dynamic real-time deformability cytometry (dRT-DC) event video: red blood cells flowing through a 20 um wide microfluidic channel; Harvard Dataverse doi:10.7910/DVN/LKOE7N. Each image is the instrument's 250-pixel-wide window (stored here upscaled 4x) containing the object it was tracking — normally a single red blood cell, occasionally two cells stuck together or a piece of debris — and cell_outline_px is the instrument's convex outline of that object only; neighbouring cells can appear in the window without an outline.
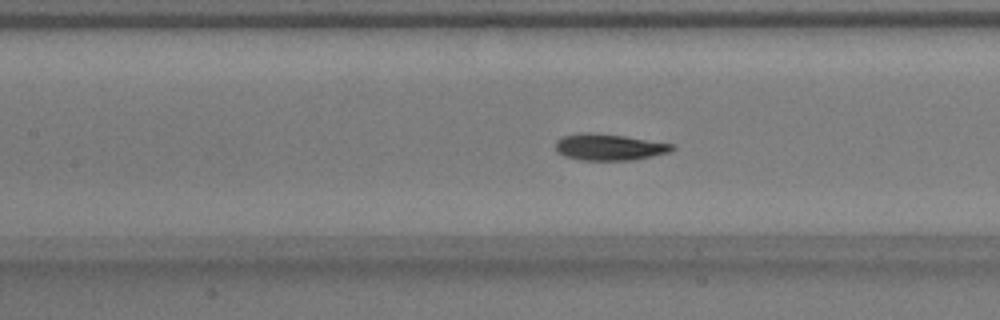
{"species": "common noctule bat (a hibernating species)", "species_latin": "Nyctalus noctula", "temperature_condition": "warm", "stored_images_in_passage": 49, "camera_frame_rate_fps": 3000, "um_per_image_px": 0.085, "animal": {"sex": "male", "body_mass_g": 17.9}, "frame": {"image": 1, "passage_image": 20, "time_ms": 6.333, "image_size_px": [1000, 320], "cell_outline_px": [[676, 148], [672, 152], [632, 160], [580, 160], [564, 156], [556, 152], [556, 140], [564, 136], [584, 132], [588, 132], [624, 136], [676, 144]], "centroid_in_image_um": [51.81, 12.51], "position_along_channel_um": 155.6, "area_um2": 18.09}}
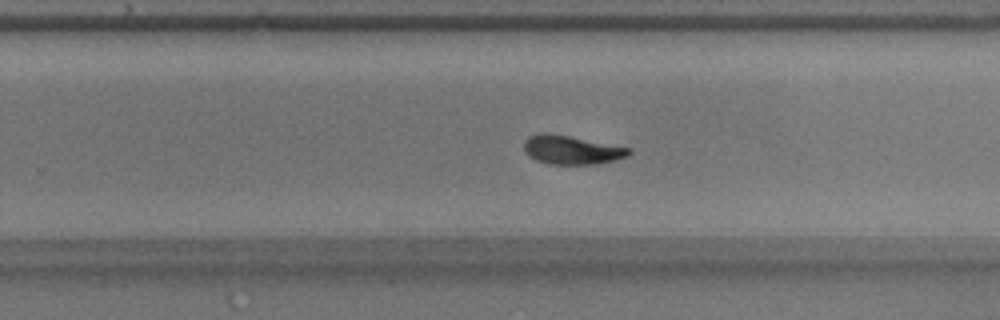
{"frame": {"image": 2, "passage_image": 30, "time_ms": 9.667, "image_size_px": [1000, 320], "cell_outline_px": [[632, 152], [628, 156], [616, 160], [592, 164], [548, 164], [536, 160], [524, 148], [524, 140], [528, 136], [540, 132], [548, 132], [632, 148]], "centroid_in_image_um": [48.6, 12.73], "position_along_channel_um": 281.2, "area_um2": 17.57}}
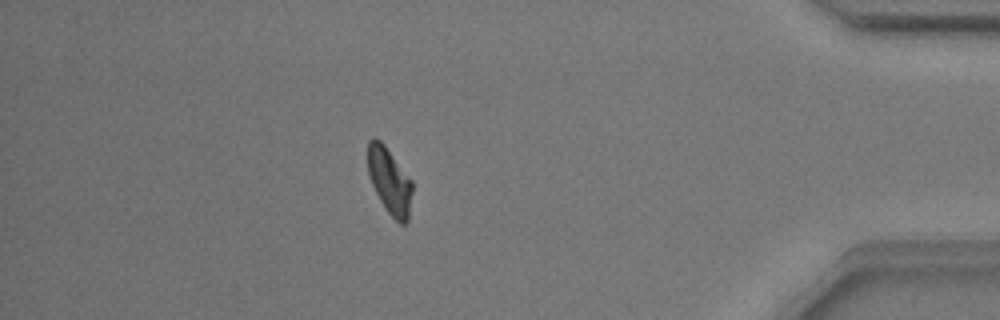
{"frame": {"image": 3, "passage_image": 43, "time_ms": 14.0, "image_size_px": [1000, 320], "cell_outline_px": [[412, 192], [408, 220], [404, 224], [400, 224], [384, 208], [368, 176], [368, 140], [372, 136], [380, 140], [384, 144], [412, 180]], "centroid_in_image_um": [33.1, 15.36], "position_along_channel_um": 402.1, "area_um2": 17.17}, "authors_computed_cell_mechanics": {"area_um2": 17.5134, "velocity_mm_per_s": 3.7822, "shape_relaxation_time_tau1_ms": 1.7058, "shape_relaxation_time_tau2_ms": 1.6489, "deformation_change_tau1": 0.1542, "deformation_change_tau2": 0.087}}